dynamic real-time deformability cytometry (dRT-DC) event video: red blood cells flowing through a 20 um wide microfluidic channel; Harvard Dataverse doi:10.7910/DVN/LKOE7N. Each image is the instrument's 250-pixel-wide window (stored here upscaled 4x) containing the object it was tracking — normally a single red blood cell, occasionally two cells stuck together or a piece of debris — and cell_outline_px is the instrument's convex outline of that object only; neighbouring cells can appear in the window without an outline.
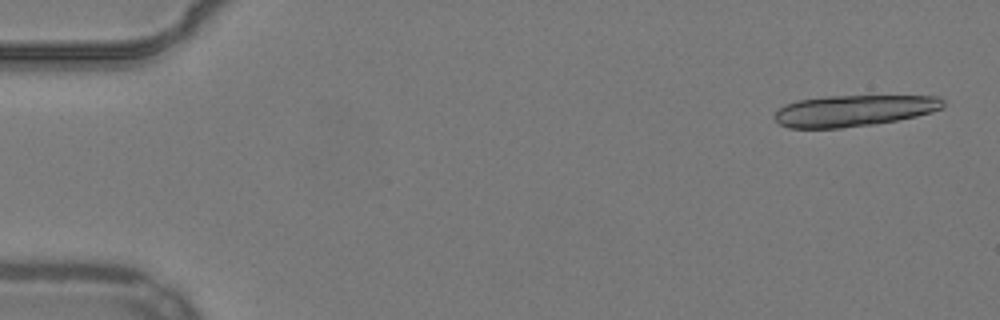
{"species": "common noctule bat (a hibernating species)", "species_latin": "Nyctalus noctula", "temperature_condition": "warm", "stored_images_in_passage": 18, "camera_frame_rate_fps": 3000, "um_per_image_px": 0.085, "animal": {"sex": "male", "body_mass_g": 19.2, "forearm_length_mm": 51.8}, "frame": {"image": 1, "passage_image": 2, "time_ms": 0.333, "image_size_px": [1000, 320], "cell_outline_px": [[944, 108], [932, 112], [916, 116], [876, 124], [840, 128], [788, 128], [780, 124], [772, 116], [784, 104], [796, 100], [824, 96], [940, 96], [944, 100]], "centroid_in_image_um": [72.56, 9.4], "position_along_channel_um": 12.4, "area_um2": 30.98}}